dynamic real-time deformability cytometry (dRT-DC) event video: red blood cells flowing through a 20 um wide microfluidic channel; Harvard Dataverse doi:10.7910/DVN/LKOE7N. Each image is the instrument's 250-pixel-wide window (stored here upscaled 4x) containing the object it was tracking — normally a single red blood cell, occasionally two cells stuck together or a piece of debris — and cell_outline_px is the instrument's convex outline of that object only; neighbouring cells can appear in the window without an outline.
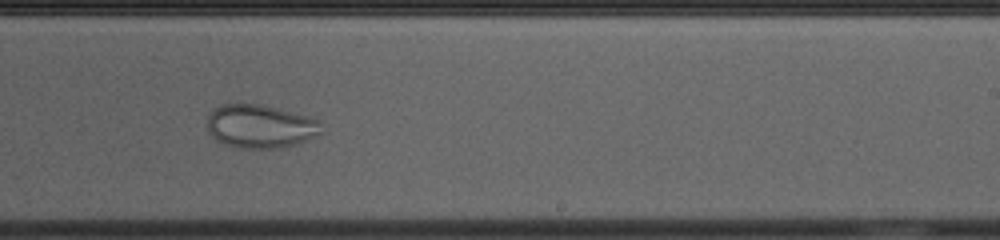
{"species": "common noctule bat (a hibernating species)", "species_latin": "Nyctalus noctula", "temperature_condition": "cold", "stored_images_in_passage": 25, "camera_frame_rate_fps": 3000, "um_per_image_px": 0.085, "animal": {"sex": "female", "body_mass_g": 23.0, "forearm_length_mm": 53.4}, "frame": {"image": 1, "passage_image": 22, "time_ms": 7.0, "image_size_px": [1000, 240], "cell_outline_px": [[320, 132], [296, 144], [272, 148], [236, 148], [224, 144], [216, 140], [208, 132], [208, 116], [220, 104], [260, 104], [308, 116], [320, 120]], "centroid_in_image_um": [22.07, 10.73], "position_along_channel_um": 266.9, "area_um2": 28.5}}